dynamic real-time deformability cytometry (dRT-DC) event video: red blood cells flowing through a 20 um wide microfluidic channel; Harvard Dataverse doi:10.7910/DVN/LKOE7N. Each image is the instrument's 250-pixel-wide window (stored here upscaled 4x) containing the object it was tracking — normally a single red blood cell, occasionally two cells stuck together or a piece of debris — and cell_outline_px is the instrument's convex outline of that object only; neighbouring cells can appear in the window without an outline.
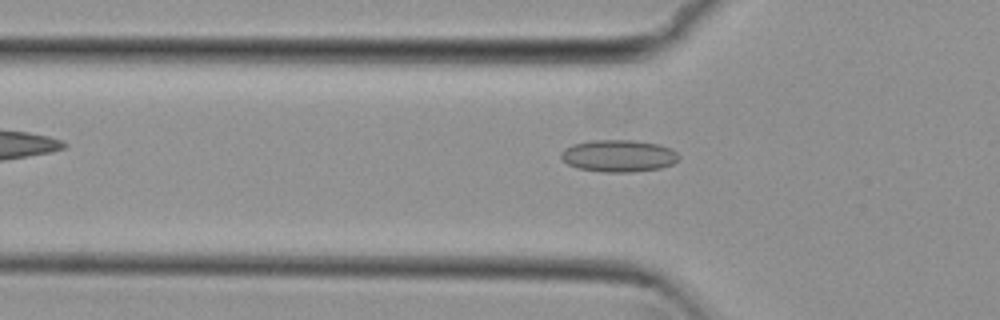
{"species": "common noctule bat (a hibernating species)", "species_latin": "Nyctalus noctula", "temperature_condition": "cold", "stored_images_in_passage": 37, "camera_frame_rate_fps": 3000, "um_per_image_px": 0.085, "animal": {"sex": "female", "body_mass_g": 29.2, "forearm_length_mm": 56.3}, "frame": {"image": 1, "passage_image": 4, "time_ms": 1.0, "image_size_px": [1000, 320], "cell_outline_px": [[680, 156], [672, 164], [660, 168], [632, 172], [604, 172], [576, 168], [568, 164], [560, 156], [560, 152], [564, 148], [572, 144], [592, 140], [632, 140], [656, 144], [668, 148], [676, 152]], "centroid_in_image_um": [52.53, 13.25], "position_along_channel_um": 73.3, "area_um2": 21.91}}
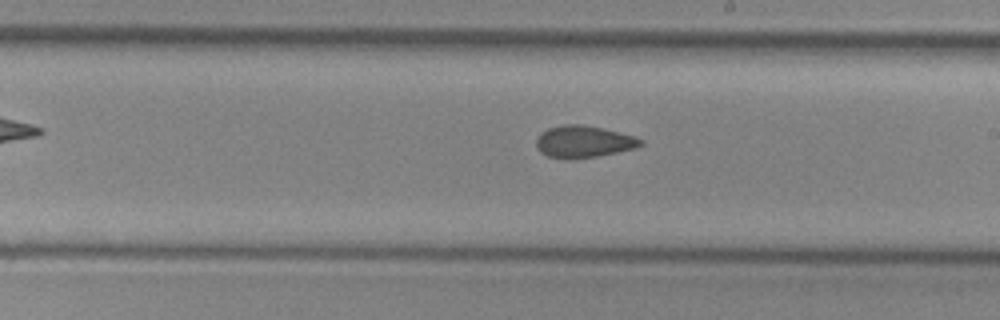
{"frame": {"image": 2, "passage_image": 17, "time_ms": 5.333, "image_size_px": [1000, 320], "cell_outline_px": [[644, 144], [636, 148], [596, 156], [548, 156], [540, 152], [536, 144], [536, 140], [540, 132], [548, 128], [564, 124], [580, 124], [604, 128], [636, 136], [644, 140]], "centroid_in_image_um": [49.66, 11.99], "position_along_channel_um": 239.3, "area_um2": 18.96}}
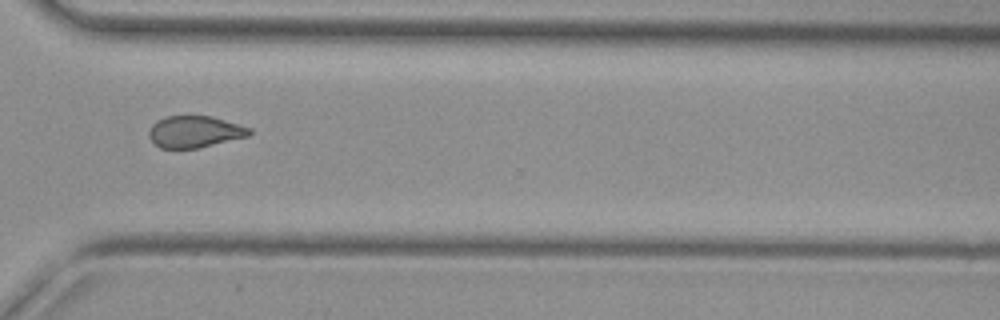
{"frame": {"image": 3, "passage_image": 26, "time_ms": 8.333, "image_size_px": [1000, 320], "cell_outline_px": [[252, 132], [248, 136], [200, 148], [160, 148], [148, 136], [148, 132], [152, 124], [156, 120], [164, 116], [212, 116], [252, 128]], "centroid_in_image_um": [16.55, 11.19], "position_along_channel_um": 354.0, "area_um2": 18.67}, "authors_computed_cell_mechanics": {"area_um2": 19.1896, "velocity_mm_per_s": 3.8156, "shape_relaxation_time_tau1_ms": null, "shape_relaxation_time_tau2_ms": 2.4351, "deformation_change_tau1": null, "deformation_change_tau2": 0.0886}}